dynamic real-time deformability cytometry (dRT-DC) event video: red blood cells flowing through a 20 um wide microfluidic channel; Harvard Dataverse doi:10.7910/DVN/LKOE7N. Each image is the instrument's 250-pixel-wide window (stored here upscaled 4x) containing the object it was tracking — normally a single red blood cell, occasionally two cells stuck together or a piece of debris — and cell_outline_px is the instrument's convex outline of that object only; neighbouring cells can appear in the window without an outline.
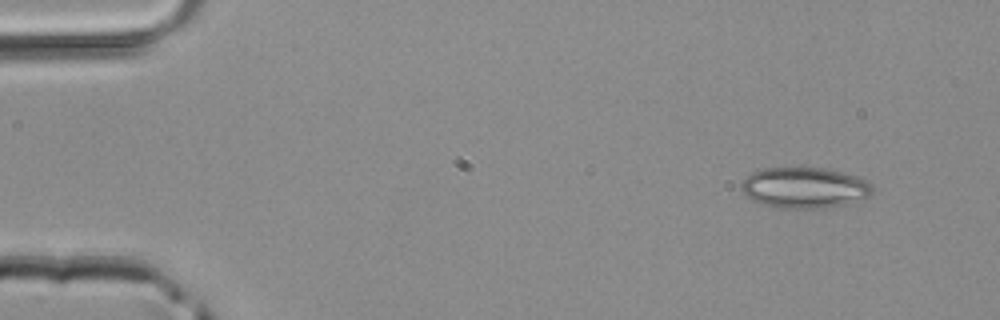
{"species": "common noctule bat (a hibernating species)", "species_latin": "Nyctalus noctula", "temperature_condition": "room temperature", "stored_images_in_passage": 3, "camera_frame_rate_fps": 3000, "um_per_image_px": 0.085, "animal": {"sex": "male", "body_mass_g": 20.4}, "frame": {"image": 1, "passage_image": 1, "time_ms": 0.0, "image_size_px": [1000, 320], "cell_outline_px": [[872, 196], [844, 204], [824, 208], [776, 208], [760, 204], [752, 200], [740, 188], [740, 184], [752, 172], [760, 168], [824, 168], [844, 172], [868, 180], [872, 188]], "centroid_in_image_um": [68.38, 15.96], "position_along_channel_um": 16.6, "area_um2": 31.33}}